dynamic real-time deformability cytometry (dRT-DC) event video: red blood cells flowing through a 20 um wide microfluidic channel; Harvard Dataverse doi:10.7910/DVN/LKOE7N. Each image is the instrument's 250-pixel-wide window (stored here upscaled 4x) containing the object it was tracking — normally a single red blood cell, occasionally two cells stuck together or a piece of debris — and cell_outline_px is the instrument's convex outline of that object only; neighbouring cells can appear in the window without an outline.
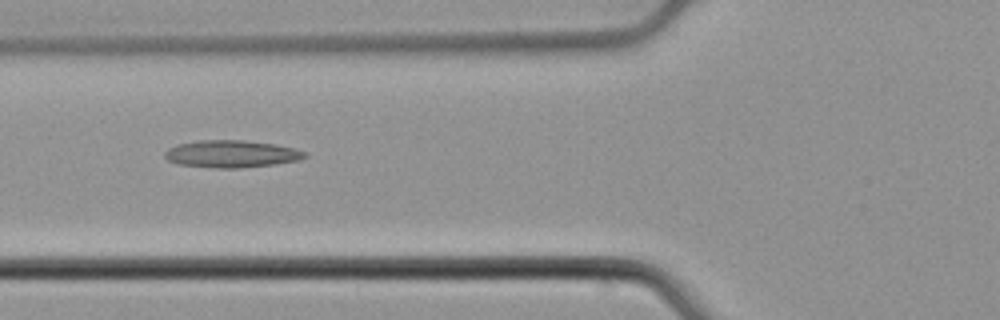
{"species": "common noctule bat (a hibernating species)", "species_latin": "Nyctalus noctula", "temperature_condition": "cold", "stored_images_in_passage": 4, "camera_frame_rate_fps": 3000, "um_per_image_px": 0.085, "animal": {"sex": "male", "body_mass_g": 21.5, "forearm_length_mm": 52.0}, "frame": {"image": 1, "passage_image": 3, "time_ms": 0.667, "image_size_px": [1000, 320], "cell_outline_px": [[308, 156], [300, 160], [276, 164], [240, 168], [216, 168], [180, 164], [168, 160], [164, 156], [164, 152], [168, 148], [176, 144], [196, 140], [244, 140], [276, 144], [296, 148], [308, 152]], "centroid_in_image_um": [19.72, 13.07], "position_along_channel_um": 106.1, "area_um2": 22.54}}
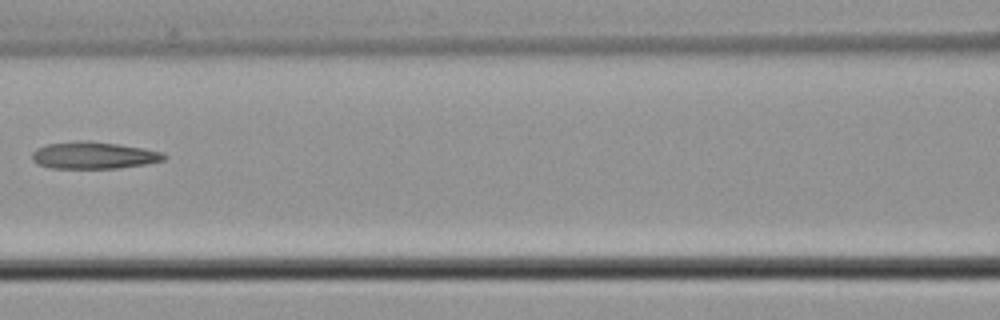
{"frame": {"image": 2, "passage_image": 4, "time_ms": 1.0, "image_size_px": [1000, 320], "cell_outline_px": [[168, 156], [164, 160], [144, 164], [116, 168], [52, 168], [40, 164], [32, 160], [32, 152], [36, 148], [48, 144], [76, 140], [88, 140], [144, 148], [164, 152]], "centroid_in_image_um": [7.97, 13.19], "position_along_channel_um": 158.6, "area_um2": 20.75}}